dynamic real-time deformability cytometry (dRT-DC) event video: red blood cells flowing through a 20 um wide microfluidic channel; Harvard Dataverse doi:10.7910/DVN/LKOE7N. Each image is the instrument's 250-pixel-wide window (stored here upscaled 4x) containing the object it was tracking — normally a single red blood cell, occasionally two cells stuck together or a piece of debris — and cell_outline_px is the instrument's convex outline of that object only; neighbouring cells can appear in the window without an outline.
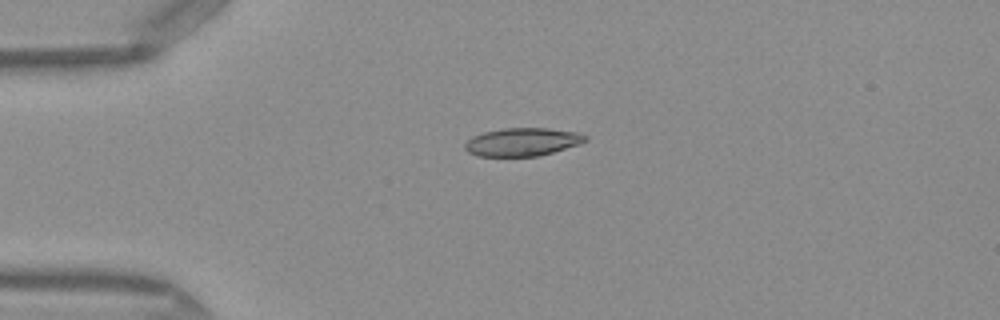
{"species": "Egyptian fruit bat (a non-hibernating species)", "species_latin": "Rousettus aegyptiacus", "temperature_condition": "warm", "stored_images_in_passage": 16, "camera_frame_rate_fps": 3000, "um_per_image_px": 0.085, "frame": {"image": 1, "passage_image": 1, "time_ms": 0.0, "image_size_px": [1000, 320], "cell_outline_px": [[588, 140], [580, 144], [552, 152], [536, 156], [476, 156], [468, 152], [464, 148], [464, 144], [472, 136], [484, 132], [504, 128], [548, 128], [576, 132], [588, 136]], "centroid_in_image_um": [44.39, 12.06], "position_along_channel_um": 40.6, "area_um2": 19.71}}
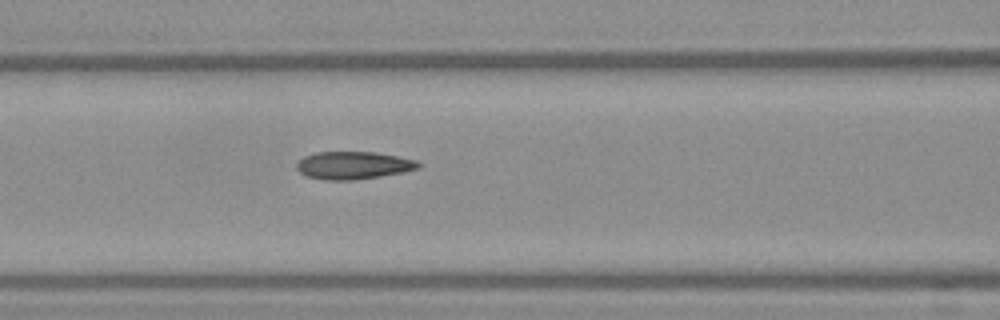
{"frame": {"image": 2, "passage_image": 10, "time_ms": 3.0, "image_size_px": [1000, 320], "cell_outline_px": [[420, 168], [404, 172], [356, 180], [324, 180], [304, 176], [296, 168], [296, 164], [304, 156], [316, 152], [376, 152], [416, 160], [420, 164]], "centroid_in_image_um": [30.01, 14.06], "position_along_channel_um": 136.6, "area_um2": 19.71}}
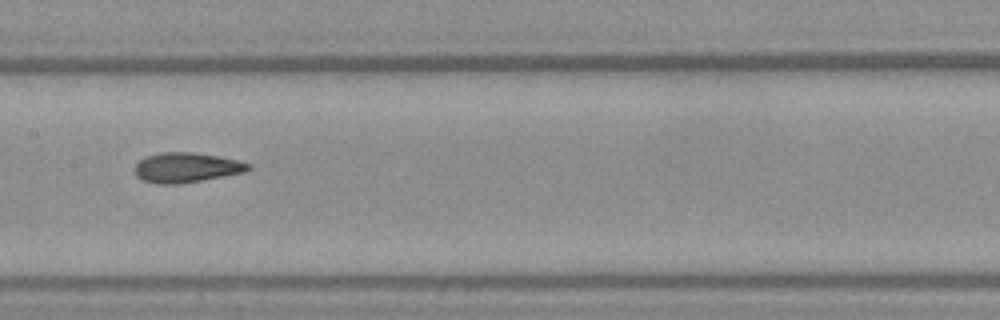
{"frame": {"image": 3, "passage_image": 14, "time_ms": 4.333, "image_size_px": [1000, 320], "cell_outline_px": [[252, 168], [244, 172], [224, 176], [180, 184], [156, 184], [144, 180], [136, 176], [132, 168], [144, 156], [160, 152], [192, 152], [216, 156], [236, 160], [252, 164]], "centroid_in_image_um": [15.8, 14.24], "position_along_channel_um": 191.6, "area_um2": 19.88}}